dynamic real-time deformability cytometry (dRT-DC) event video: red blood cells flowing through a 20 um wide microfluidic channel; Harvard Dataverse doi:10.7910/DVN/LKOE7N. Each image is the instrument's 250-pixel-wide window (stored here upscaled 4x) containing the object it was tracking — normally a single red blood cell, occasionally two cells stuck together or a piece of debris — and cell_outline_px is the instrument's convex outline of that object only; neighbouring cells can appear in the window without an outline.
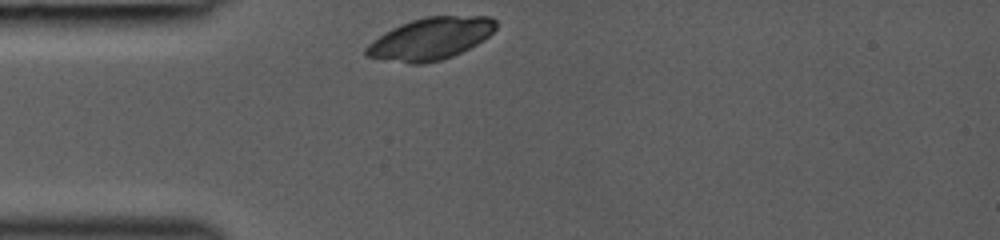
{"species": "common noctule bat (a hibernating species)", "species_latin": "Nyctalus noctula", "temperature_condition": "room temperature", "stored_images_in_passage": 28, "camera_frame_rate_fps": 3000, "um_per_image_px": 0.085, "animal": {"sex": "female", "body_mass_g": 19.0, "forearm_length_mm": 53.3}, "frame": {"image": 1, "passage_image": 1, "time_ms": 0.0, "image_size_px": [1000, 240], "cell_outline_px": [[496, 28], [484, 40], [452, 56], [440, 60], [424, 64], [408, 64], [364, 56], [364, 48], [372, 40], [392, 28], [400, 24], [412, 20], [428, 16], [488, 16], [496, 20]], "centroid_in_image_um": [36.56, 3.3], "position_along_channel_um": 48.4, "area_um2": 31.79}}
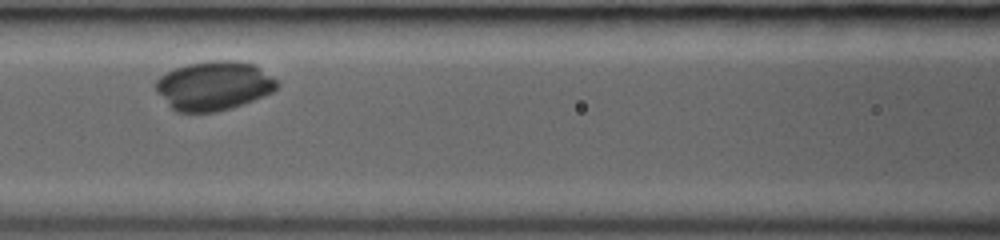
{"frame": {"image": 2, "passage_image": 9, "time_ms": 2.667, "image_size_px": [1000, 240], "cell_outline_px": [[280, 84], [272, 92], [264, 96], [232, 108], [216, 112], [176, 112], [156, 92], [156, 80], [160, 76], [176, 68], [188, 64], [212, 60], [228, 60], [252, 64], [276, 80]], "centroid_in_image_um": [18.15, 7.3], "position_along_channel_um": 148.4, "area_um2": 34.33}}
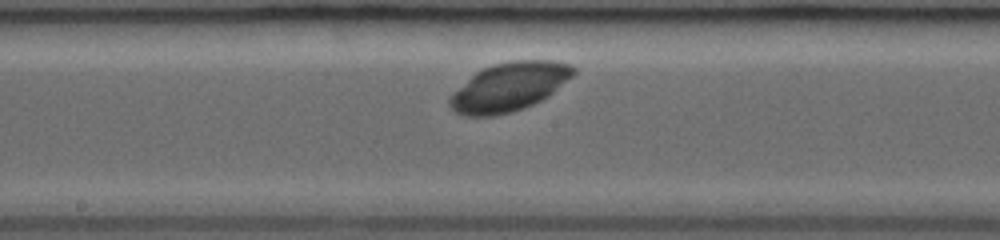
{"frame": {"image": 3, "passage_image": 13, "time_ms": 4.0, "image_size_px": [1000, 240], "cell_outline_px": [[576, 72], [572, 76], [548, 96], [524, 108], [512, 112], [496, 116], [464, 116], [456, 112], [448, 104], [448, 100], [452, 92], [476, 72], [492, 64], [512, 60], [548, 60], [568, 64], [576, 68]], "centroid_in_image_um": [43.25, 7.39], "position_along_channel_um": 205.0, "area_um2": 34.91}}